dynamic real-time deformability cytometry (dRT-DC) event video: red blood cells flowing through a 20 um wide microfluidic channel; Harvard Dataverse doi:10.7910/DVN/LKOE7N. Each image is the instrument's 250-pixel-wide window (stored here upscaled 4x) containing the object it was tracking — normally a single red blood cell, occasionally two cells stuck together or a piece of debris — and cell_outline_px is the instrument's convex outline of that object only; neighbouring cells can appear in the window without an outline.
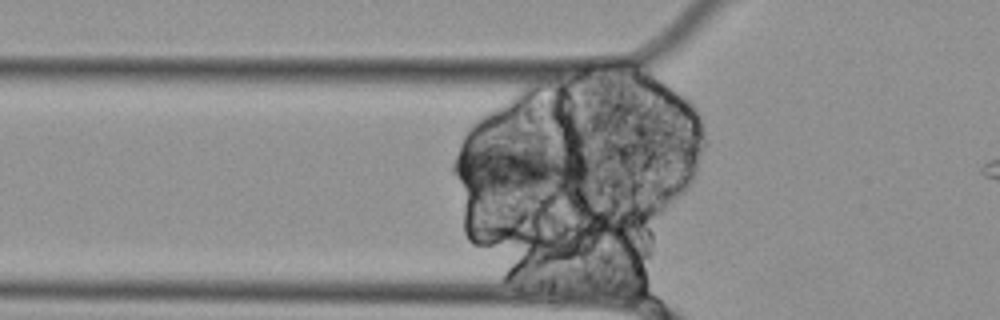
{"species": "Egyptian fruit bat (a non-hibernating species)", "species_latin": "Rousettus aegyptiacus", "temperature_condition": "cold", "stored_images_in_passage": 38, "segment_of_instrument_passage": [1, 2], "camera_frame_rate_fps": 3000, "um_per_image_px": 0.085, "animal": {"sex": "female"}, "frame": {"image": 1, "passage_image": 10, "time_ms": 3.0, "image_size_px": [1000, 320], "cell_outline_px": [[588, 172], [536, 196], [468, 192], [464, 188], [452, 172], [452, 164], [464, 140], [496, 144], [580, 156], [584, 160], [588, 168]], "centroid_in_image_um": [43.64, 14.37], "position_along_channel_um": 82.2, "area_um2": 39.19}}